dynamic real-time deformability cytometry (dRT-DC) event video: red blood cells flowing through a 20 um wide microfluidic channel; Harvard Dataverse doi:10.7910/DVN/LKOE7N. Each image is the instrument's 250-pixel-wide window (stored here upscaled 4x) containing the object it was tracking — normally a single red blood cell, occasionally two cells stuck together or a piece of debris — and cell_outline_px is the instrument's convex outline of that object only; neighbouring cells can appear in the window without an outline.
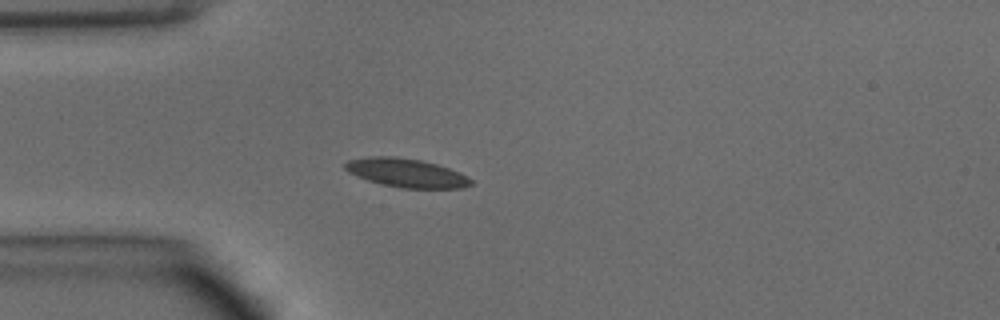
{"species": "common noctule bat (a hibernating species)", "species_latin": "Nyctalus noctula", "temperature_condition": "warm", "stored_images_in_passage": 49, "camera_frame_rate_fps": 3000, "um_per_image_px": 0.085, "animal": {"sex": "male", "body_mass_g": 15.6}, "frame": {"image": 1, "passage_image": 13, "time_ms": 4.0, "image_size_px": [1000, 320], "cell_outline_px": [[472, 184], [460, 188], [400, 188], [380, 184], [368, 180], [348, 172], [344, 168], [344, 164], [348, 160], [368, 156], [396, 156], [424, 160], [460, 172], [468, 176], [472, 180]], "centroid_in_image_um": [34.53, 14.68], "position_along_channel_um": 50.5, "area_um2": 21.21}}
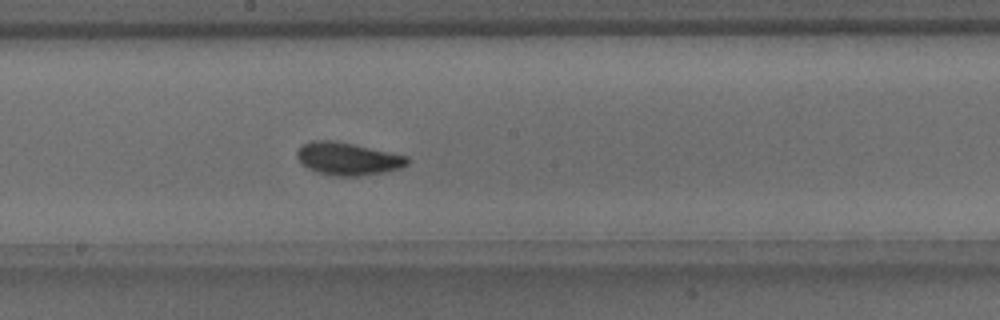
{"frame": {"image": 2, "passage_image": 26, "time_ms": 8.333, "image_size_px": [1000, 320], "cell_outline_px": [[408, 164], [400, 168], [384, 172], [360, 176], [336, 176], [316, 172], [300, 164], [296, 156], [296, 152], [304, 144], [312, 140], [332, 140], [352, 144], [408, 156]], "centroid_in_image_um": [29.53, 13.5], "position_along_channel_um": 218.7, "area_um2": 20.92}}
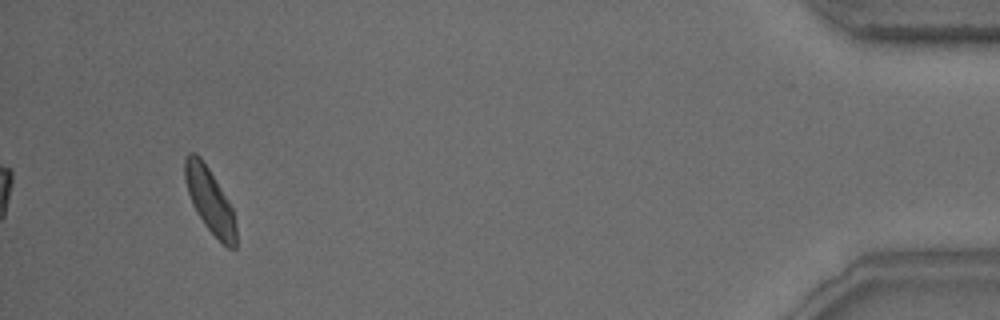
{"frame": {"image": 3, "passage_image": 46, "time_ms": 15.0, "image_size_px": [1000, 320], "cell_outline_px": [[236, 248], [228, 248], [204, 224], [196, 212], [192, 204], [188, 192], [184, 176], [184, 156], [188, 152], [196, 152], [200, 156], [208, 168], [228, 200], [232, 208], [236, 228]], "centroid_in_image_um": [17.81, 16.99], "position_along_channel_um": 417.4, "area_um2": 19.07}, "authors_computed_cell_mechanics": {"area_um2": 19.4786, "velocity_mm_per_s": 4.0816, "shape_relaxation_time_tau1_ms": 1.5878, "shape_relaxation_time_tau2_ms": 1.3976, "deformation_change_tau1": 0.1028, "deformation_change_tau2": 0.0774}}